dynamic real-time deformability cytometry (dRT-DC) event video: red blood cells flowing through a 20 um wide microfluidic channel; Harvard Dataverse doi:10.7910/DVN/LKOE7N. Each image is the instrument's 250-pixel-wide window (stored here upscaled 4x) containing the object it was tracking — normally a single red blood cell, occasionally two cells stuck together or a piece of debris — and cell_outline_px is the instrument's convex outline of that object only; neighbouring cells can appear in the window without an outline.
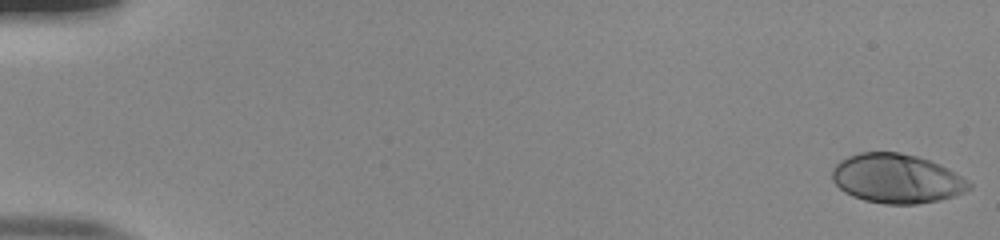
{"species": "human", "species_latin": "Homo sapiens", "temperature_condition": "room temperature", "stored_images_in_passage": 53, "camera_frame_rate_fps": 3000, "um_per_image_px": 0.085, "donor": {"sex": "male"}, "frame": {"image": 1, "passage_image": 1, "time_ms": 0.0, "image_size_px": [1000, 240], "cell_outline_px": [[972, 188], [964, 192], [940, 200], [916, 204], [884, 204], [864, 200], [852, 196], [844, 192], [832, 180], [832, 172], [836, 164], [840, 160], [848, 156], [860, 152], [900, 152], [916, 156], [940, 164], [948, 168], [972, 184]], "centroid_in_image_um": [76.21, 15.18], "position_along_channel_um": 8.8, "area_um2": 39.25}}
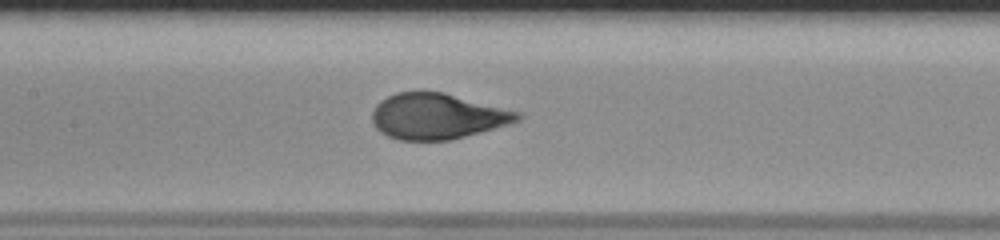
{"frame": {"image": 2, "passage_image": 27, "time_ms": 8.667, "image_size_px": [1000, 240], "cell_outline_px": [[524, 116], [520, 120], [508, 124], [480, 132], [448, 140], [400, 140], [388, 136], [380, 132], [372, 124], [372, 112], [376, 104], [380, 100], [396, 92], [420, 88], [424, 88], [444, 92], [524, 112]], "centroid_in_image_um": [37.17, 9.83], "position_along_channel_um": 170.2, "area_um2": 39.71}}
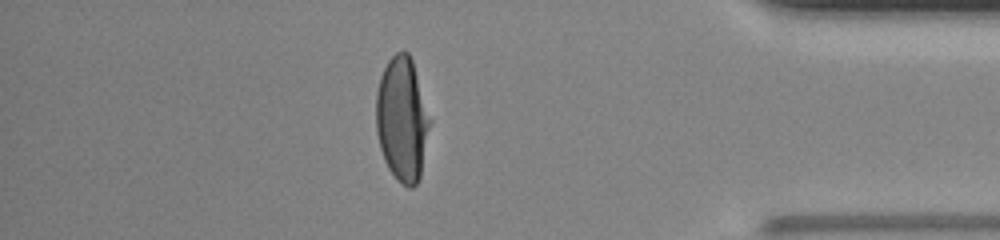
{"frame": {"image": 3, "passage_image": 47, "time_ms": 15.333, "image_size_px": [1000, 240], "cell_outline_px": [[432, 120], [420, 176], [416, 184], [412, 188], [408, 188], [396, 180], [388, 168], [384, 160], [380, 148], [376, 132], [376, 92], [380, 76], [388, 60], [396, 52], [408, 52], [412, 60]], "centroid_in_image_um": [34.19, 10.15], "position_along_channel_um": 401.0, "area_um2": 39.36}, "authors_computed_cell_mechanics": {"area_um2": 38.9572, "velocity_mm_per_s": 3.8943, "shape_relaxation_time_tau1_ms": 3.9897, "shape_relaxation_time_tau2_ms": null, "deformation_change_tau1": 0.2092, "deformation_change_tau2": null}}